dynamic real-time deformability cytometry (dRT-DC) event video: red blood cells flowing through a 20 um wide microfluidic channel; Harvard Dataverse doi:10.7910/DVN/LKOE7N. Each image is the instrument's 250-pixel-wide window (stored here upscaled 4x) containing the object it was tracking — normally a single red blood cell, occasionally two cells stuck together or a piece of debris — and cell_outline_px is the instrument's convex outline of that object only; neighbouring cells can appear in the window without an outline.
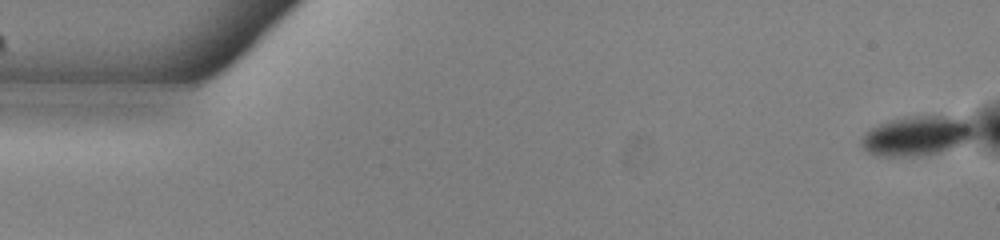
{"species": "common noctule bat (a hibernating species)", "species_latin": "Nyctalus noctula", "temperature_condition": "warm", "stored_images_in_passage": 54, "camera_frame_rate_fps": 3000, "um_per_image_px": 0.085, "animal": {"sex": "male", "body_mass_g": 13.0, "forearm_length_mm": 53.1}, "frame": {"image": 1, "passage_image": 1, "time_ms": 0.0, "image_size_px": [1000, 240], "cell_outline_px": [[972, 136], [968, 140], [960, 144], [940, 152], [916, 156], [876, 156], [868, 152], [860, 144], [860, 140], [864, 132], [888, 120], [904, 116], [956, 116], [972, 124]], "centroid_in_image_um": [77.87, 11.54], "position_along_channel_um": 7.1, "area_um2": 25.95}}
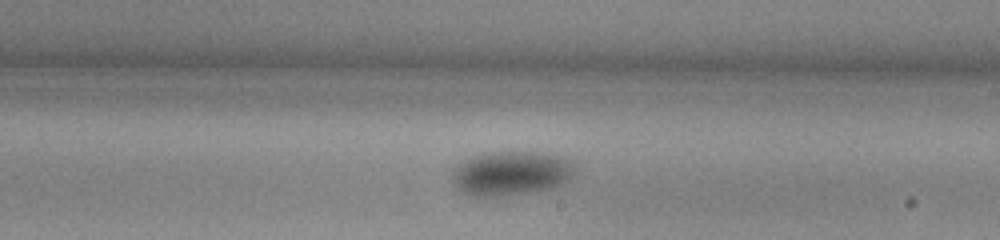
{"frame": {"image": 2, "passage_image": 31, "time_ms": 10.0, "image_size_px": [1000, 240], "cell_outline_px": [[576, 172], [552, 188], [500, 196], [472, 196], [456, 188], [452, 180], [452, 172], [460, 160], [472, 156], [488, 152], [536, 152], [568, 156]], "centroid_in_image_um": [43.39, 14.7], "position_along_channel_um": 245.6, "area_um2": 31.62}}
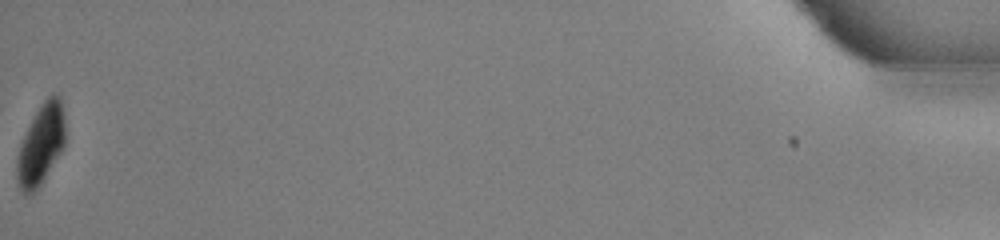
{"frame": {"image": 3, "passage_image": 54, "time_ms": 17.667, "image_size_px": [1000, 240], "cell_outline_px": [[64, 148], [32, 196], [24, 192], [20, 188], [16, 176], [16, 160], [20, 144], [40, 104], [52, 92], [60, 96], [64, 116]], "centroid_in_image_um": [3.48, 12.28], "position_along_channel_um": 431.7, "area_um2": 22.43}, "authors_computed_cell_mechanics": {"area_um2": 28.9578, "velocity_mm_per_s": 3.8216, "shape_relaxation_time_tau1_ms": 2.4205, "shape_relaxation_time_tau2_ms": null, "deformation_change_tau1": 0.0712, "deformation_change_tau2": null}}